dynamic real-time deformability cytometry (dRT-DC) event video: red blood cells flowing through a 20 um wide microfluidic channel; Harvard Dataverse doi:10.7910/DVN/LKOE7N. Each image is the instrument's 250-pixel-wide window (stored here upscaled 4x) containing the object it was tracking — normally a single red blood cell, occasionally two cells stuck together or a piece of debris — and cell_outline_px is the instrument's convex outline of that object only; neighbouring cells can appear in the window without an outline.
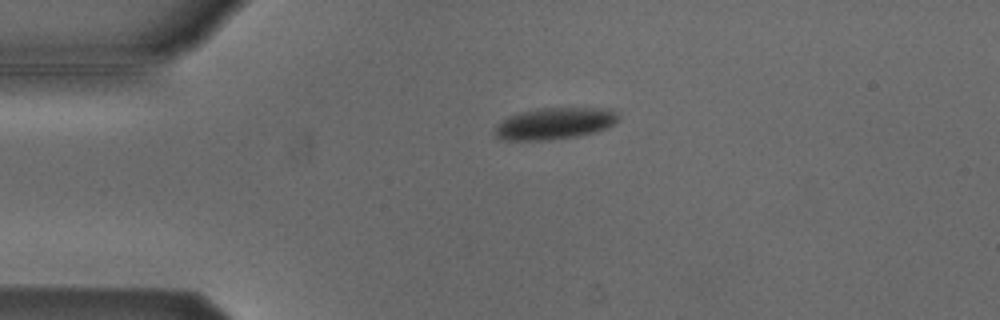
{"species": "Egyptian fruit bat (a non-hibernating species)", "species_latin": "Rousettus aegyptiacus", "temperature_condition": "cold", "stored_images_in_passage": 4, "camera_frame_rate_fps": 3000, "um_per_image_px": 0.085, "animal": {"sex": "male"}, "frame": {"image": 1, "passage_image": 2, "time_ms": 0.333, "image_size_px": [1000, 320], "cell_outline_px": [[620, 120], [608, 128], [596, 132], [576, 136], [548, 140], [508, 140], [496, 136], [496, 124], [508, 116], [520, 112], [536, 108], [616, 108], [620, 112]], "centroid_in_image_um": [47.25, 10.47], "position_along_channel_um": 37.8, "area_um2": 23.12}}